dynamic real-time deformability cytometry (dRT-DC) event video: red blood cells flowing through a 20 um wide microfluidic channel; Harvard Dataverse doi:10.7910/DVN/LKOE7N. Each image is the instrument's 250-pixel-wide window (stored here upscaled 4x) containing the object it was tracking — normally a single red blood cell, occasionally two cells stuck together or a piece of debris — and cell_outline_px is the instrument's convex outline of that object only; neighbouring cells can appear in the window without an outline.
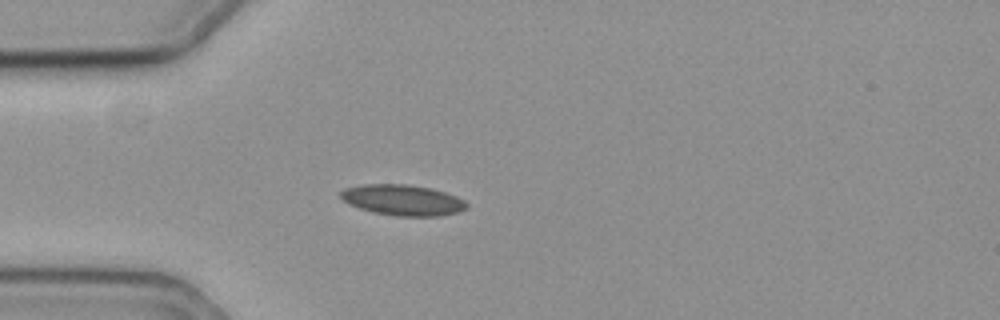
{"species": "common noctule bat (a hibernating species)", "species_latin": "Nyctalus noctula", "temperature_condition": "cold", "stored_images_in_passage": 43, "camera_frame_rate_fps": 3000, "um_per_image_px": 0.085, "animal": {"sex": "female", "body_mass_g": 19.3, "forearm_length_mm": 54.1}, "frame": {"image": 1, "passage_image": 1, "time_ms": 0.0, "image_size_px": [1000, 320], "cell_outline_px": [[468, 208], [460, 212], [440, 216], [396, 216], [372, 212], [348, 204], [340, 196], [340, 192], [344, 188], [364, 184], [408, 184], [432, 188], [456, 196], [464, 200], [468, 204]], "centroid_in_image_um": [34.25, 17.01], "position_along_channel_um": 50.7, "area_um2": 22.77}}
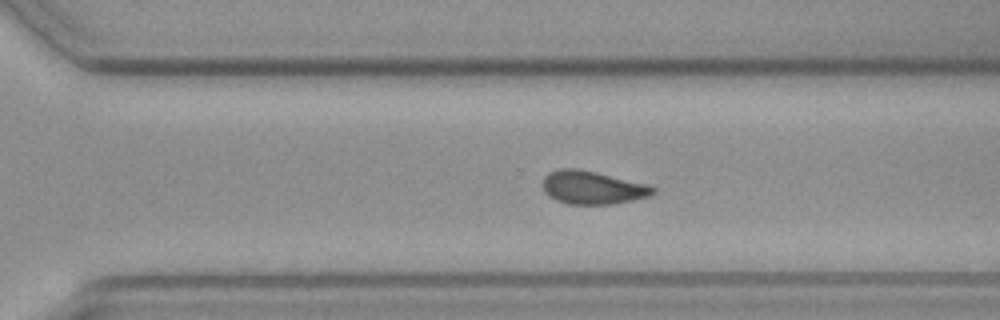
{"frame": {"image": 2, "passage_image": 25, "time_ms": 8.0, "image_size_px": [1000, 320], "cell_outline_px": [[656, 192], [648, 196], [632, 200], [612, 204], [568, 204], [556, 200], [548, 196], [544, 192], [544, 176], [548, 172], [560, 168], [576, 168], [596, 172], [648, 184], [656, 188]], "centroid_in_image_um": [50.35, 15.94], "position_along_channel_um": 320.2, "area_um2": 21.33}}
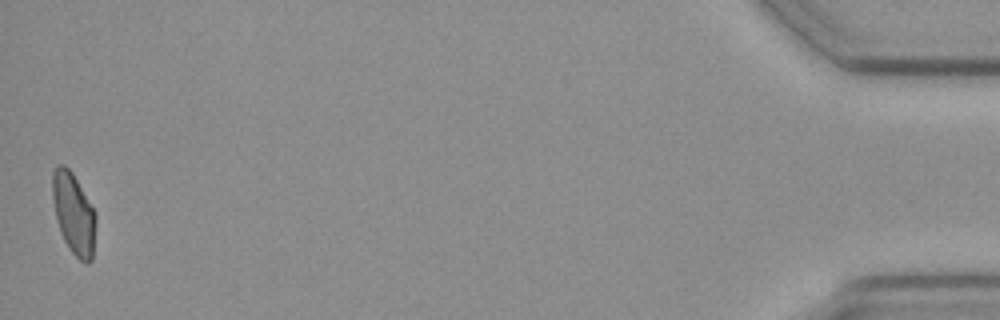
{"frame": {"image": 3, "passage_image": 43, "time_ms": 14.0, "image_size_px": [1000, 320], "cell_outline_px": [[96, 220], [92, 260], [88, 264], [80, 260], [68, 248], [60, 232], [56, 220], [52, 200], [52, 172], [56, 164], [64, 164], [72, 172], [92, 208], [96, 216]], "centroid_in_image_um": [6.23, 18.15], "position_along_channel_um": 429.0, "area_um2": 20.52}, "authors_computed_cell_mechanics": {"area_um2": 21.386, "velocity_mm_per_s": 3.5033, "shape_relaxation_time_tau1_ms": 5.98, "shape_relaxation_time_tau2_ms": 3.6375, "deformation_change_tau1": 0.1071, "deformation_change_tau2": 0.0647}}